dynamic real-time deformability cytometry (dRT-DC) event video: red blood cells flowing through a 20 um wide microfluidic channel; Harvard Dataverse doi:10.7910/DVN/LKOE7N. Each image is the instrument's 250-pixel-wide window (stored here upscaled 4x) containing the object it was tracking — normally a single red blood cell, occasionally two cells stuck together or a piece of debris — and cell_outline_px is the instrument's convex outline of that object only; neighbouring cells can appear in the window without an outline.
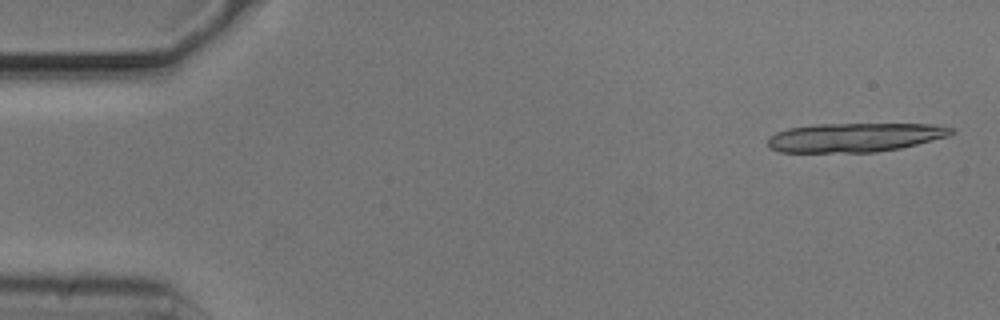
{"species": "common noctule bat (a hibernating species)", "species_latin": "Nyctalus noctula", "temperature_condition": "cold", "stored_images_in_passage": 17, "camera_frame_rate_fps": 3000, "um_per_image_px": 0.085, "animal": {"sex": "male", "body_mass_g": 20.5, "forearm_length_mm": 52.5}, "frame": {"image": 1, "passage_image": 2, "time_ms": 0.333, "image_size_px": [1000, 320], "cell_outline_px": [[956, 132], [948, 136], [900, 148], [876, 152], [780, 152], [768, 148], [768, 136], [776, 132], [788, 128], [812, 124], [932, 124], [952, 128]], "centroid_in_image_um": [72.6, 11.68], "position_along_channel_um": 12.4, "area_um2": 31.1}}